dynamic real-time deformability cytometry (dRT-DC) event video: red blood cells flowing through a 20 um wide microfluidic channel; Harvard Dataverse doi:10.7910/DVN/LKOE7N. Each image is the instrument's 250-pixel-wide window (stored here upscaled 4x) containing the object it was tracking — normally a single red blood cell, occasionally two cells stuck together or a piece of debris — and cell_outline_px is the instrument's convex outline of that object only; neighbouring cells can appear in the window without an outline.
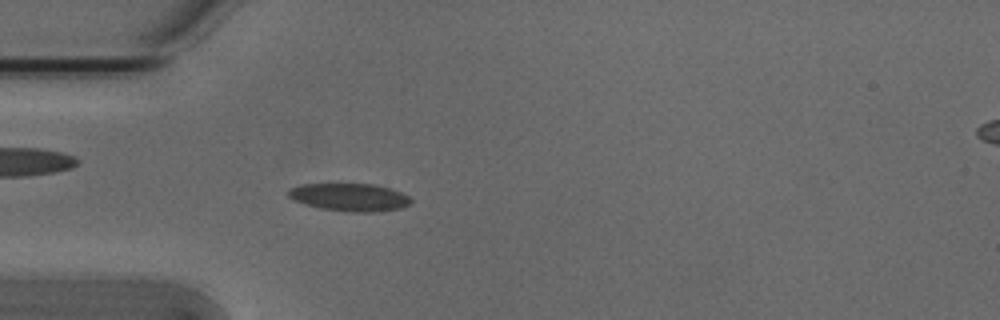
{"species": "Egyptian fruit bat (a non-hibernating species)", "species_latin": "Rousettus aegyptiacus", "temperature_condition": "cold", "stored_images_in_passage": 52, "camera_frame_rate_fps": 3000, "um_per_image_px": 0.085, "animal": {"sex": "male"}, "frame": {"image": 1, "passage_image": 14, "time_ms": 4.333, "image_size_px": [1000, 320], "cell_outline_px": [[412, 200], [408, 204], [400, 208], [376, 212], [348, 212], [320, 208], [304, 204], [292, 200], [288, 196], [288, 188], [300, 184], [372, 184], [388, 188], [400, 192], [408, 196]], "centroid_in_image_um": [29.66, 16.76], "position_along_channel_um": 55.3, "area_um2": 19.83}}
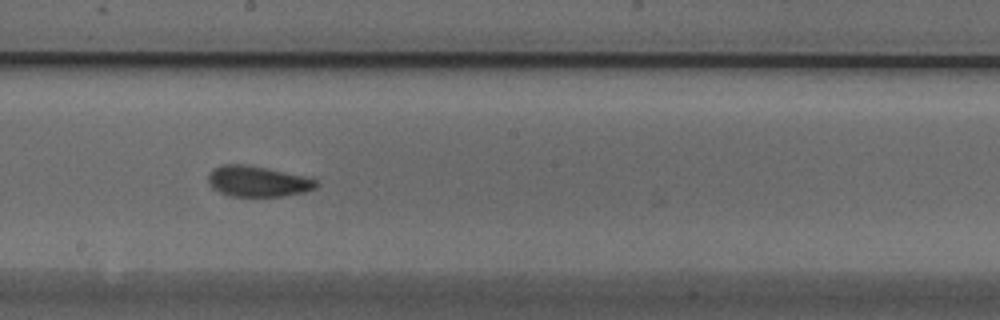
{"frame": {"image": 2, "passage_image": 28, "time_ms": 9.0, "image_size_px": [1000, 320], "cell_outline_px": [[320, 184], [316, 188], [304, 192], [280, 196], [228, 196], [212, 188], [208, 180], [208, 172], [212, 168], [224, 164], [244, 164], [304, 176], [316, 180]], "centroid_in_image_um": [21.87, 15.41], "position_along_channel_um": 226.3, "area_um2": 19.25}}
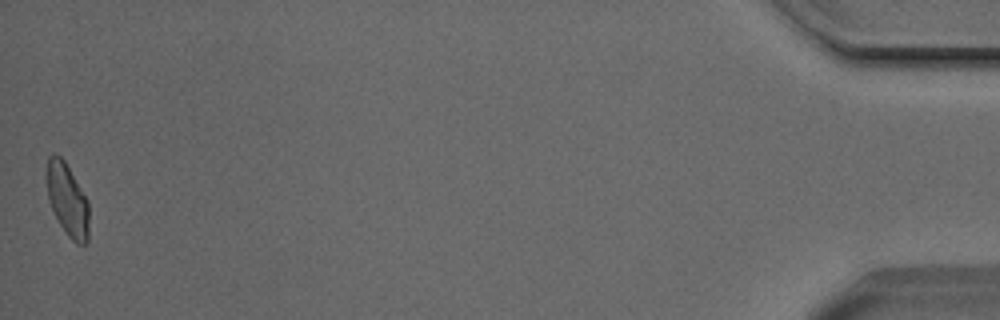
{"frame": {"image": 3, "passage_image": 52, "time_ms": 17.0, "image_size_px": [1000, 320], "cell_outline_px": [[88, 240], [84, 244], [76, 244], [68, 236], [60, 224], [52, 208], [48, 196], [44, 172], [48, 156], [52, 152], [60, 156], [64, 160], [88, 200]], "centroid_in_image_um": [5.7, 16.93], "position_along_channel_um": 429.5, "area_um2": 18.03}, "authors_computed_cell_mechanics": {"area_um2": 19.2474, "velocity_mm_per_s": 3.7859, "shape_relaxation_time_tau1_ms": 9.8299, "shape_relaxation_time_tau2_ms": 1.9789, "deformation_change_tau1": 0.1928, "deformation_change_tau2": 0.0774}}